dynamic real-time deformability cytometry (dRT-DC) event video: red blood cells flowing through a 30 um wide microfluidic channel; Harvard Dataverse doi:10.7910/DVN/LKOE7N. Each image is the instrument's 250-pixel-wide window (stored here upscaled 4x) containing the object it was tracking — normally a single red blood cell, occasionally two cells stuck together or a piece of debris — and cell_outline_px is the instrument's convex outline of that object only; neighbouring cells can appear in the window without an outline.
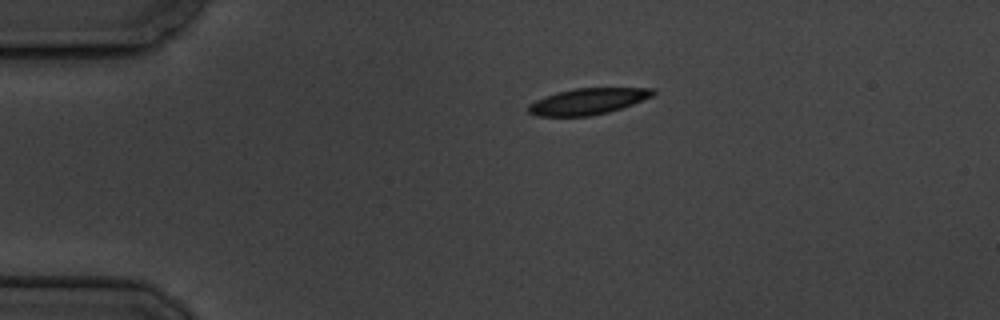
{"species": "common noctule bat (a hibernating species)", "species_latin": "Nyctalus noctula", "temperature_condition": "cold", "stored_images_in_passage": 8, "camera_frame_rate_fps": 3000, "um_per_image_px": 0.085, "animal": {"sex": "male", "body_mass_g": 19.5, "forearm_length_mm": 54.6}, "frame": {"image": 1, "passage_image": 1, "time_ms": 0.0, "image_size_px": [1000, 320], "cell_outline_px": [[656, 92], [652, 96], [632, 104], [608, 112], [588, 116], [536, 116], [528, 112], [528, 104], [536, 100], [556, 92], [572, 88], [656, 88]], "centroid_in_image_um": [49.95, 8.61], "position_along_channel_um": 35.1, "area_um2": 18.96}}
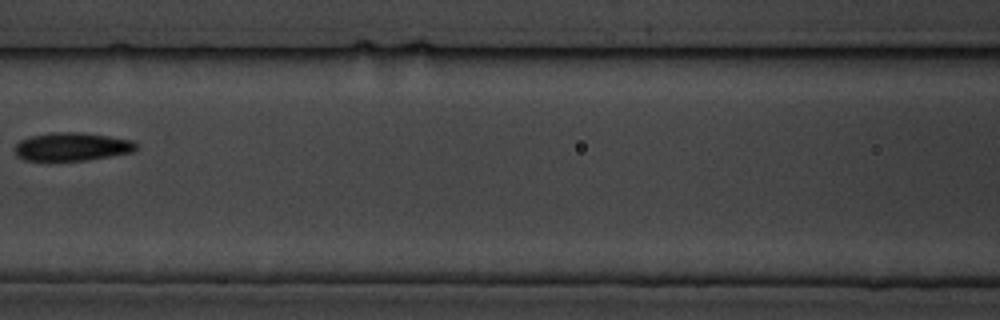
{"frame": {"image": 2, "passage_image": 5, "time_ms": 5.0, "image_size_px": [1000, 320], "cell_outline_px": [[136, 148], [132, 152], [112, 156], [88, 160], [24, 160], [16, 156], [12, 148], [20, 140], [32, 136], [52, 132], [80, 132], [108, 136], [132, 140], [136, 144]], "centroid_in_image_um": [6.08, 12.47], "position_along_channel_um": 160.5, "area_um2": 20.0}}
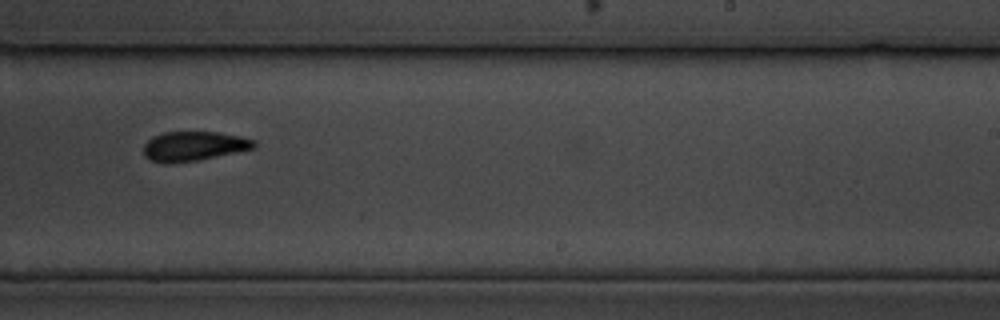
{"frame": {"image": 3, "passage_image": 8, "time_ms": 8.333, "image_size_px": [1000, 320], "cell_outline_px": [[256, 148], [200, 160], [168, 164], [164, 164], [148, 160], [144, 156], [144, 144], [152, 136], [164, 132], [216, 132], [240, 136], [256, 140]], "centroid_in_image_um": [16.45, 12.44], "position_along_channel_um": 272.5, "area_um2": 19.31}}